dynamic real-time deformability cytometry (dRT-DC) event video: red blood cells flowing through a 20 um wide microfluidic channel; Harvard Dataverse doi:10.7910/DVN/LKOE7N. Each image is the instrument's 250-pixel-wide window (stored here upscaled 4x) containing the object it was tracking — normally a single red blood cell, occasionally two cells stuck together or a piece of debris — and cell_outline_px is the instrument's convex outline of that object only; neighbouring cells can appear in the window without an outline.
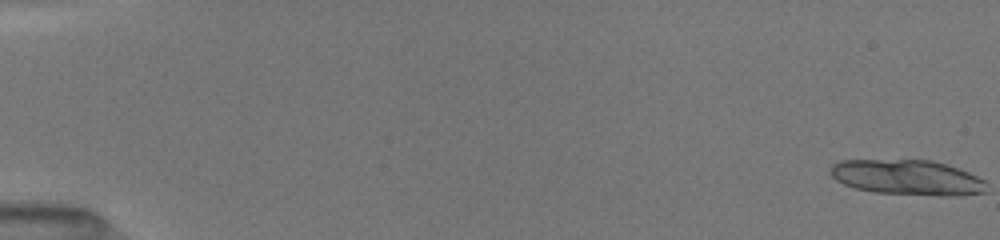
{"species": "common noctule bat (a hibernating species)", "species_latin": "Nyctalus noctula", "temperature_condition": "room temperature", "stored_images_in_passage": 29, "camera_frame_rate_fps": 3000, "um_per_image_px": 0.085, "animal": {"sex": "female", "body_mass_g": 19.5, "forearm_length_mm": 54.1}, "frame": {"image": 1, "passage_image": 1, "time_ms": 0.0, "image_size_px": [1000, 240], "cell_outline_px": [[984, 192], [944, 196], [940, 196], [872, 192], [856, 188], [844, 184], [836, 180], [832, 176], [832, 168], [836, 164], [844, 160], [928, 160], [944, 164], [968, 172], [984, 180]], "centroid_in_image_um": [77.1, 15.09], "position_along_channel_um": 7.9, "area_um2": 31.33}}
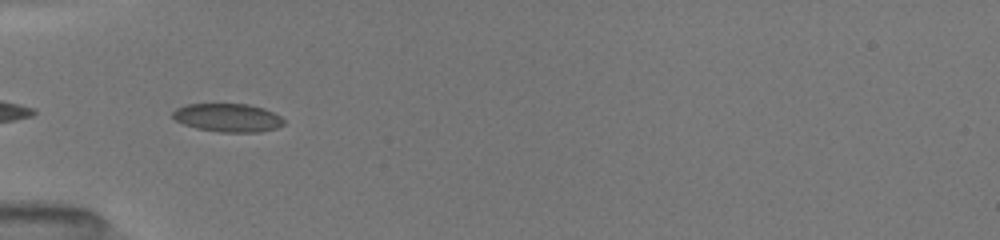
{"frame": {"image": 2, "passage_image": 12, "time_ms": 6.0, "image_size_px": [1000, 240], "cell_outline_px": [[284, 124], [276, 128], [260, 132], [220, 132], [196, 128], [184, 124], [176, 120], [172, 116], [172, 112], [176, 108], [188, 104], [248, 104], [272, 112], [280, 116], [284, 120]], "centroid_in_image_um": [19.35, 10.01], "position_along_channel_um": 65.7, "area_um2": 18.21}}